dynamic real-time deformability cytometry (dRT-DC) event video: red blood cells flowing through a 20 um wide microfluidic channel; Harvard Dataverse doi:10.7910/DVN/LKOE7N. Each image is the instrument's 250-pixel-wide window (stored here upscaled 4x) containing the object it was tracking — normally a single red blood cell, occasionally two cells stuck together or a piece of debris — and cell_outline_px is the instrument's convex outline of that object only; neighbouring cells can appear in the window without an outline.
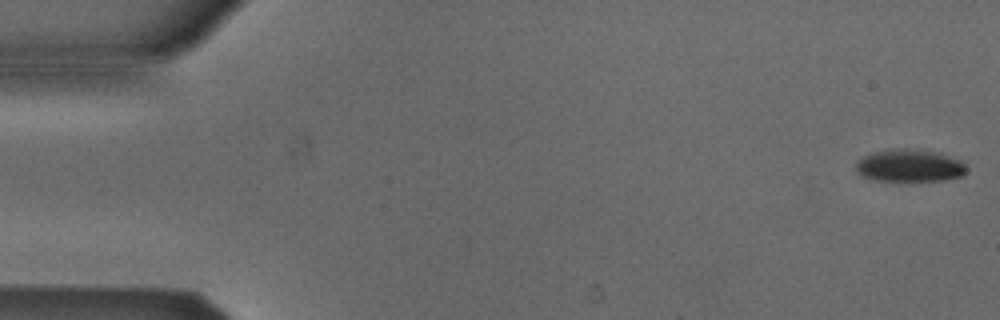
{"species": "Egyptian fruit bat (a non-hibernating species)", "species_latin": "Rousettus aegyptiacus", "temperature_condition": "cold", "stored_images_in_passage": 54, "segment_of_instrument_passage": [1, 2], "camera_frame_rate_fps": 3000, "um_per_image_px": 0.085, "animal": {"sex": "male"}, "frame": {"image": 1, "passage_image": 1, "time_ms": 0.0, "image_size_px": [1000, 320], "cell_outline_px": [[968, 172], [964, 176], [944, 180], [872, 180], [860, 176], [856, 172], [856, 160], [864, 156], [876, 152], [900, 148], [908, 148], [936, 152], [960, 160], [968, 168]], "centroid_in_image_um": [77.32, 14.09], "position_along_channel_um": 7.7, "area_um2": 20.92}}
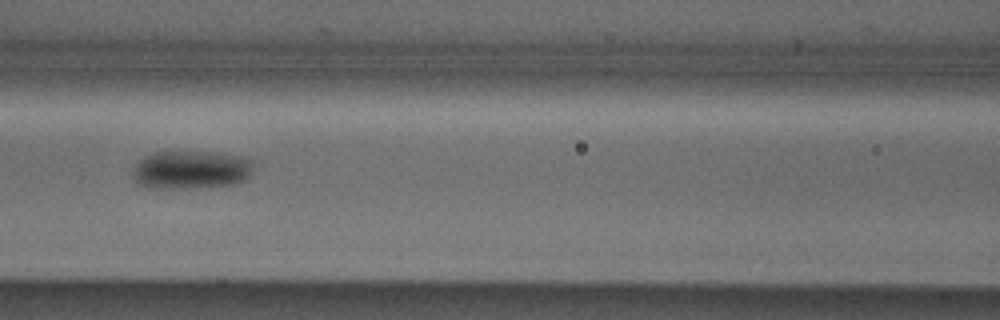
{"frame": {"image": 2, "passage_image": 23, "time_ms": 7.333, "image_size_px": [1000, 320], "cell_outline_px": [[252, 164], [248, 176], [244, 180], [236, 184], [188, 188], [148, 188], [136, 184], [132, 176], [132, 168], [144, 156], [156, 152], [212, 152], [236, 156], [252, 160]], "centroid_in_image_um": [16.15, 14.45], "position_along_channel_um": 150.4, "area_um2": 26.88}}
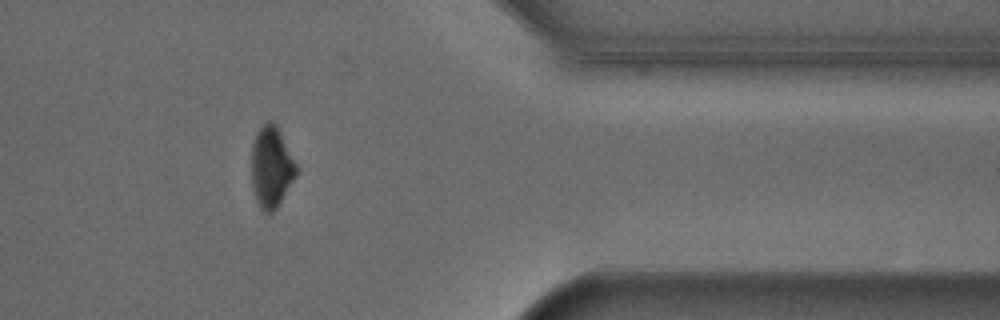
{"frame": {"image": 3, "passage_image": 43, "time_ms": 14.0, "image_size_px": [1000, 320], "cell_outline_px": [[296, 176], [276, 208], [272, 212], [264, 212], [260, 208], [256, 200], [252, 188], [252, 144], [256, 132], [268, 120], [272, 120], [276, 124], [296, 164]], "centroid_in_image_um": [23.04, 14.19], "position_along_channel_um": 388.4, "area_um2": 20.92}}